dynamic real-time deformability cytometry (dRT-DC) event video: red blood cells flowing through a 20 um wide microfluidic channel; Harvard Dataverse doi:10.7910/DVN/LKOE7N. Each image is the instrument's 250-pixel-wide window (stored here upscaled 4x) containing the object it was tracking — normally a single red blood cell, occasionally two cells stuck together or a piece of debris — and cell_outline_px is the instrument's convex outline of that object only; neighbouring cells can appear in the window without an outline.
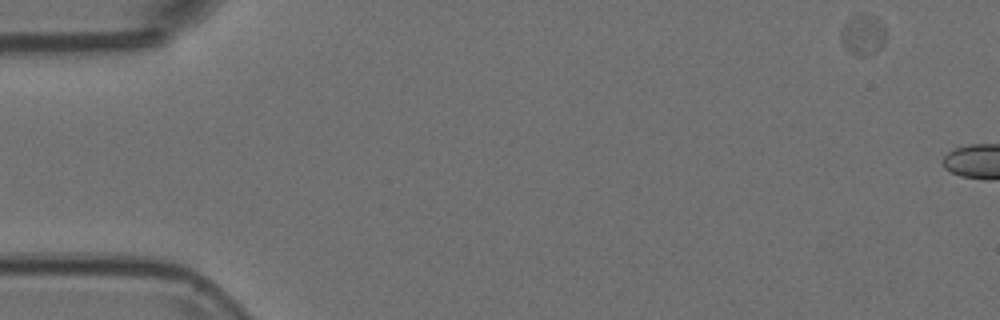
{"species": "Egyptian fruit bat (a non-hibernating species)", "species_latin": "Rousettus aegyptiacus", "temperature_condition": "room temperature", "stored_images_in_passage": 6, "segment_of_instrument_passage": [1, 2], "camera_frame_rate_fps": 3000, "um_per_image_px": 0.085, "animal": {"sex": "female"}, "frame": {"image": 1, "passage_image": 1, "time_ms": 0.0, "image_size_px": [1000, 320], "cell_outline_px": [[884, 44], [876, 52], [864, 56], [856, 56], [840, 40], [840, 32], [844, 24], [852, 16], [872, 16], [880, 20], [884, 24]], "centroid_in_image_um": [73.36, 2.98], "position_along_channel_um": 11.6, "area_um2": 10.29}}